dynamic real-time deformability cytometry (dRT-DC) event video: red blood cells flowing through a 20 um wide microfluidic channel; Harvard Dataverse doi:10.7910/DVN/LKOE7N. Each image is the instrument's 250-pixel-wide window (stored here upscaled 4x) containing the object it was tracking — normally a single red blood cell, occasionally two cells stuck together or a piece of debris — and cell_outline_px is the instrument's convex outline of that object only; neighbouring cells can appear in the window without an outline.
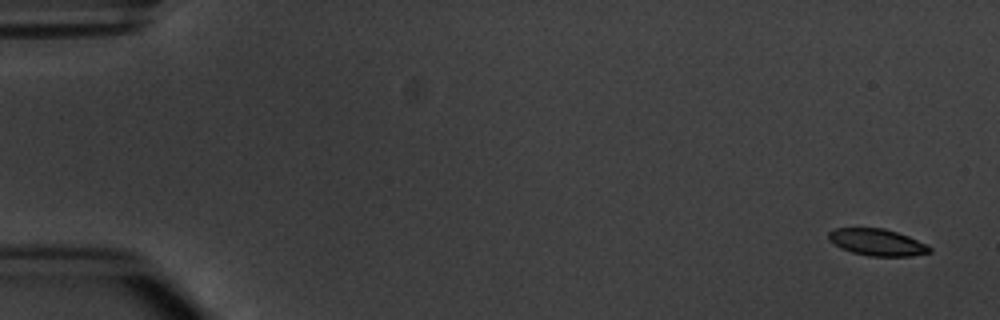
{"species": "common noctule bat (a hibernating species)", "species_latin": "Nyctalus noctula", "temperature_condition": "warm", "stored_images_in_passage": 5, "camera_frame_rate_fps": 3000, "um_per_image_px": 0.085, "animal": {"sex": "male", "body_mass_g": 20.1, "forearm_length_mm": 53.5}, "frame": {"image": 1, "passage_image": 1, "time_ms": 0.0, "image_size_px": [1000, 320], "cell_outline_px": [[932, 252], [912, 256], [868, 256], [852, 252], [840, 248], [828, 240], [828, 232], [836, 228], [884, 228], [908, 236], [932, 248]], "centroid_in_image_um": [74.53, 20.6], "position_along_channel_um": 10.5, "area_um2": 15.72}}
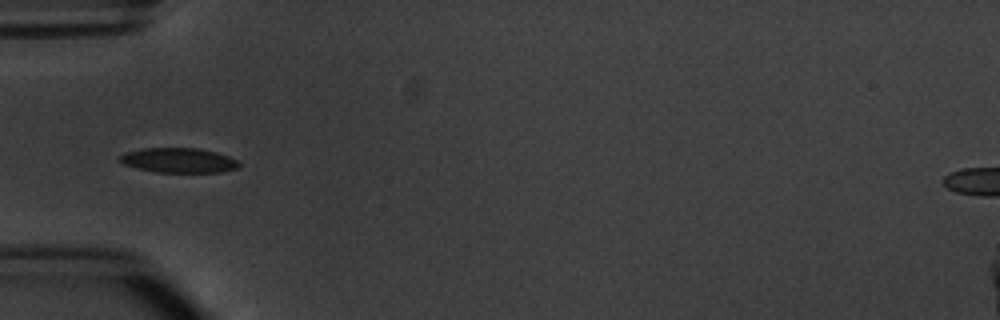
{"frame": {"image": 2, "passage_image": 5, "time_ms": 5.333, "image_size_px": [1000, 320], "cell_outline_px": [[240, 164], [236, 168], [220, 172], [156, 172], [124, 164], [120, 160], [120, 156], [128, 152], [144, 148], [200, 148], [216, 152], [240, 160]], "centroid_in_image_um": [15.25, 13.62], "position_along_channel_um": 69.7, "area_um2": 16.99}}